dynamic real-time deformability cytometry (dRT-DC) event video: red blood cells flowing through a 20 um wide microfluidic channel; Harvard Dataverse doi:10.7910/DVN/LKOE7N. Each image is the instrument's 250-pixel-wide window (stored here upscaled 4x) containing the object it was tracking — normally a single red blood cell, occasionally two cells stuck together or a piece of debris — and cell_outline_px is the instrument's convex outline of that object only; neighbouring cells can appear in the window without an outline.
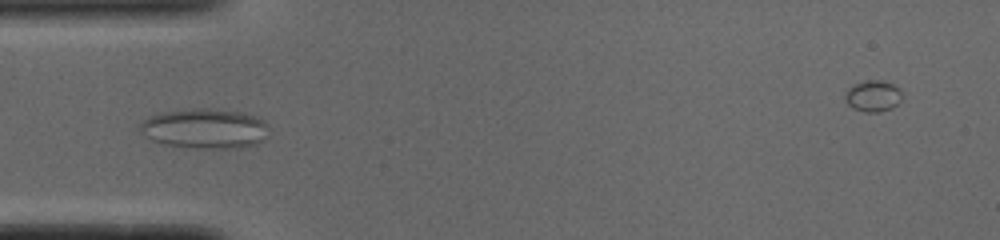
{"species": "common noctule bat (a hibernating species)", "species_latin": "Nyctalus noctula", "temperature_condition": "cold", "stored_images_in_passage": 29, "camera_frame_rate_fps": 3000, "um_per_image_px": 0.085, "animal": {"sex": "male", "body_mass_g": 19.0, "forearm_length_mm": 50.8}, "frame": {"image": 1, "passage_image": 7, "time_ms": 2.0, "image_size_px": [1000, 240], "cell_outline_px": [[268, 124], [264, 140], [256, 144], [240, 148], [192, 148], [164, 144], [152, 140], [140, 132], [140, 124], [144, 120], [160, 112], [196, 108], [212, 108], [244, 112], [256, 116], [264, 120]], "centroid_in_image_um": [17.44, 10.92], "position_along_channel_um": 67.6, "area_um2": 30.17}}
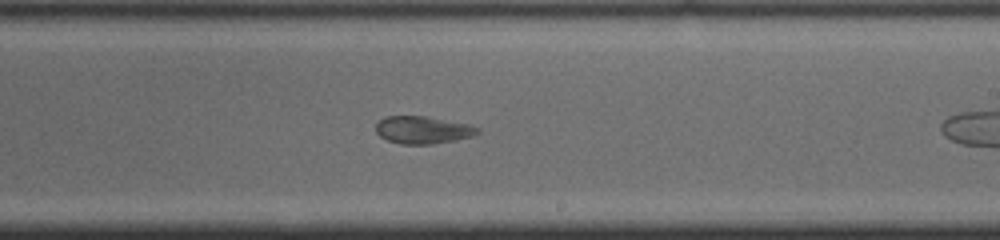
{"frame": {"image": 2, "passage_image": 18, "time_ms": 5.667, "image_size_px": [1000, 240], "cell_outline_px": [[480, 132], [472, 136], [456, 140], [432, 144], [400, 144], [388, 140], [380, 136], [376, 132], [376, 124], [384, 116], [424, 116], [472, 124], [480, 128]], "centroid_in_image_um": [35.97, 11.04], "position_along_channel_um": 253.0, "area_um2": 16.42}}
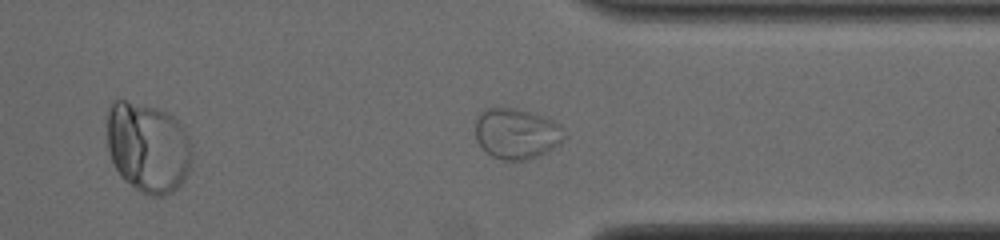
{"frame": {"image": 3, "passage_image": 27, "time_ms": 8.667, "image_size_px": [1000, 240], "cell_outline_px": [[564, 136], [552, 148], [528, 160], [504, 160], [492, 156], [476, 140], [476, 120], [480, 112], [484, 108], [516, 108], [552, 120], [560, 124]], "centroid_in_image_um": [43.85, 11.34], "position_along_channel_um": 367.5, "area_um2": 25.61}}